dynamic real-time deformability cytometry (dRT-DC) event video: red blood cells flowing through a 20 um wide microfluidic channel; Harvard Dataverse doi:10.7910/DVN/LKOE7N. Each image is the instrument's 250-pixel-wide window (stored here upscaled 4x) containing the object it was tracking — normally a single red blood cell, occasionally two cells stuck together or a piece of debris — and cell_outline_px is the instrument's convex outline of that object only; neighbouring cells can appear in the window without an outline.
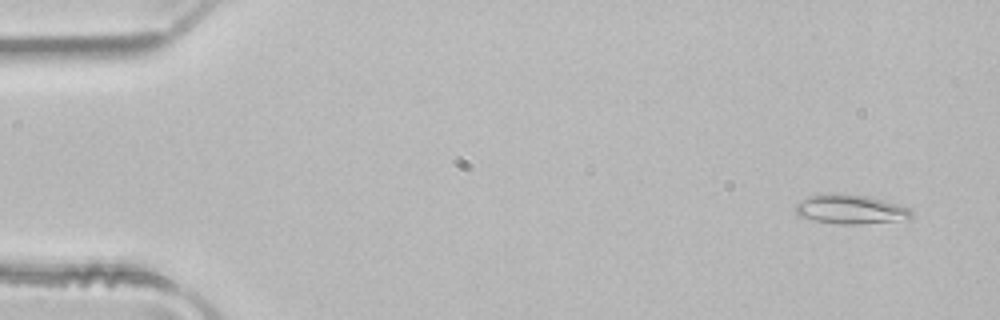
{"species": "common noctule bat (a hibernating species)", "species_latin": "Nyctalus noctula", "temperature_condition": "room temperature", "stored_images_in_passage": 5, "camera_frame_rate_fps": 3000, "um_per_image_px": 0.085, "animal": {"sex": "male", "body_mass_g": 21.5, "forearm_length_mm": 52.0}, "frame": {"image": 1, "passage_image": 1, "time_ms": 0.0, "image_size_px": [1000, 320], "cell_outline_px": [[912, 216], [896, 220], [860, 224], [836, 224], [812, 220], [796, 216], [796, 204], [808, 196], [820, 192], [836, 192], [864, 196], [896, 204], [908, 208], [912, 212]], "centroid_in_image_um": [72.16, 17.78], "position_along_channel_um": 12.8, "area_um2": 19.71}}
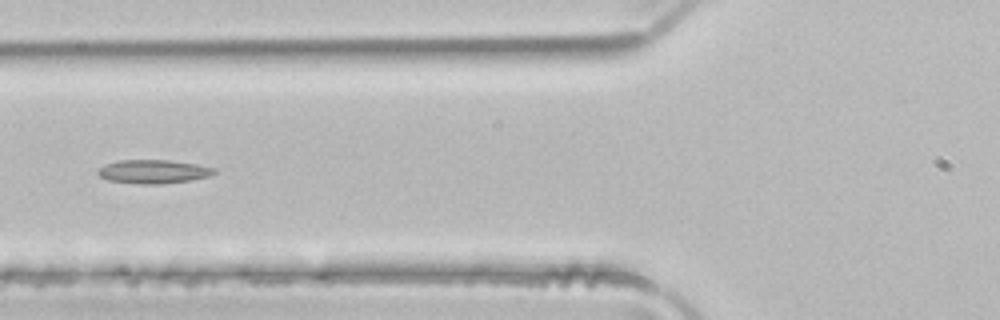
{"frame": {"image": 2, "passage_image": 5, "time_ms": 1.333, "image_size_px": [1000, 320], "cell_outline_px": [[216, 172], [208, 176], [188, 180], [160, 184], [140, 184], [108, 180], [100, 176], [96, 172], [104, 164], [120, 160], [168, 160], [196, 164], [216, 168]], "centroid_in_image_um": [13.01, 14.58], "position_along_channel_um": 112.8, "area_um2": 15.9}}